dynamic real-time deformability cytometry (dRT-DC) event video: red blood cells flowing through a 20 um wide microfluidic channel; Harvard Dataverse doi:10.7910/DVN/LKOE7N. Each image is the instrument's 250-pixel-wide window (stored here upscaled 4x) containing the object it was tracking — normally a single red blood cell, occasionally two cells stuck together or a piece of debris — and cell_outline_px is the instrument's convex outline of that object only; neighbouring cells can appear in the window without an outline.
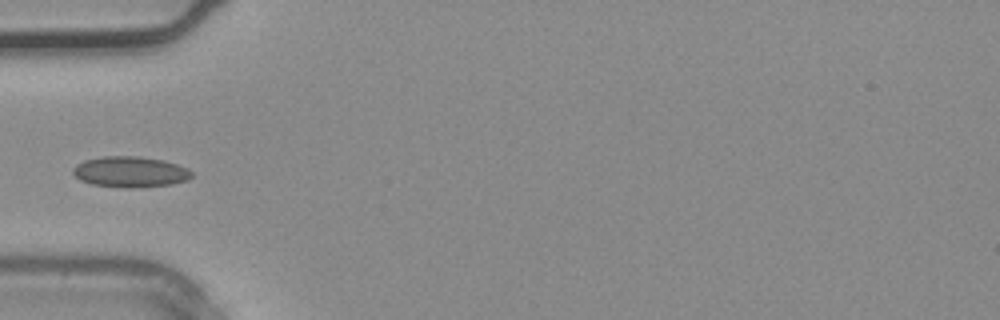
{"species": "common noctule bat (a hibernating species)", "species_latin": "Nyctalus noctula", "temperature_condition": "warm", "stored_images_in_passage": 35, "camera_frame_rate_fps": 3000, "um_per_image_px": 0.085, "animal": {"sex": "male", "body_mass_g": 20.4}, "frame": {"image": 1, "passage_image": 11, "time_ms": 3.333, "image_size_px": [1000, 320], "cell_outline_px": [[192, 176], [188, 180], [168, 184], [140, 188], [124, 188], [92, 184], [80, 180], [72, 172], [72, 168], [76, 164], [84, 160], [104, 156], [140, 156], [164, 160], [188, 168], [192, 172]], "centroid_in_image_um": [11.06, 14.61], "position_along_channel_um": 73.9, "area_um2": 21.44}}